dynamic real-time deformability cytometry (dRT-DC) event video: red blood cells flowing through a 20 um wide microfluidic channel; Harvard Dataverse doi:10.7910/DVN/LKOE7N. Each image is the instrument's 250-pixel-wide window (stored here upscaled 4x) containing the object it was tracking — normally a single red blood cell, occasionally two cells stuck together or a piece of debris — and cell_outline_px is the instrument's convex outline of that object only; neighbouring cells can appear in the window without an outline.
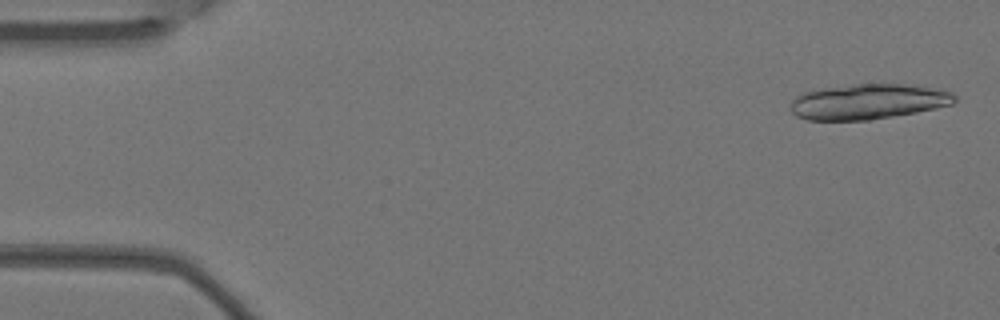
{"species": "Egyptian fruit bat (a non-hibernating species)", "species_latin": "Rousettus aegyptiacus", "temperature_condition": "warm", "stored_images_in_passage": 8, "camera_frame_rate_fps": 3000, "um_per_image_px": 0.085, "animal": {"sex": "female"}, "frame": {"image": 1, "passage_image": 1, "time_ms": 0.0, "image_size_px": [1000, 320], "cell_outline_px": [[956, 100], [952, 104], [936, 108], [916, 112], [872, 120], [808, 120], [796, 116], [792, 112], [792, 100], [796, 96], [804, 92], [824, 88], [852, 84], [904, 84], [932, 88], [952, 92], [956, 96]], "centroid_in_image_um": [73.79, 8.64], "position_along_channel_um": 11.2, "area_um2": 33.64}}
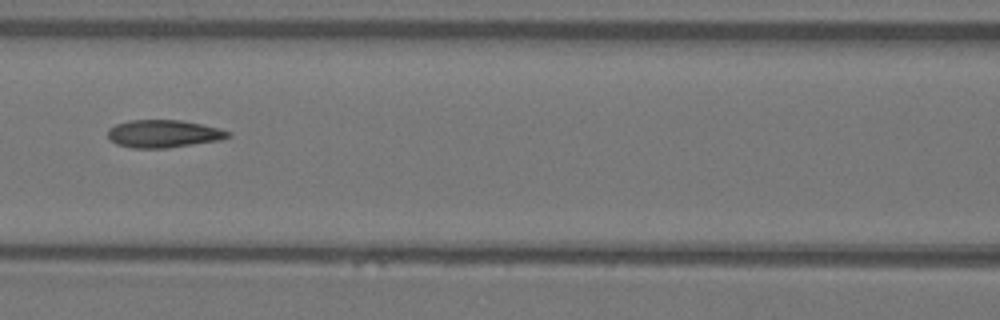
{"frame": {"image": 2, "passage_image": 7, "time_ms": 2.0, "image_size_px": [1000, 320], "cell_outline_px": [[232, 136], [220, 140], [168, 148], [132, 148], [116, 144], [108, 136], [108, 128], [116, 124], [128, 120], [180, 120], [220, 128], [232, 132]], "centroid_in_image_um": [13.92, 11.37], "position_along_channel_um": 152.7, "area_um2": 19.48}}
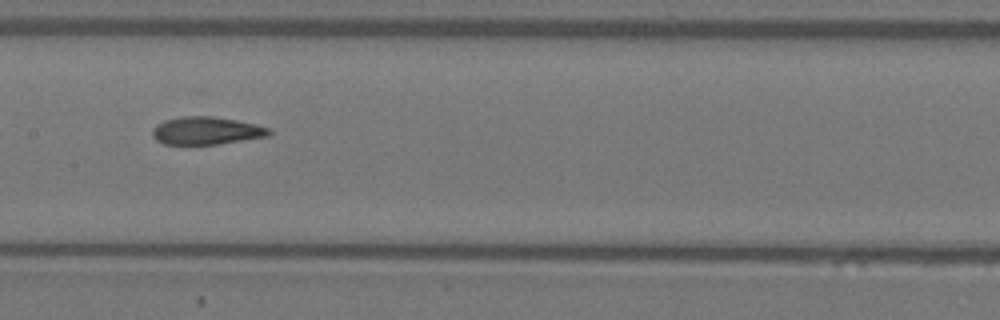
{"frame": {"image": 3, "passage_image": 8, "time_ms": 2.333, "image_size_px": [1000, 320], "cell_outline_px": [[272, 132], [268, 136], [216, 144], [164, 144], [156, 140], [152, 136], [152, 128], [156, 124], [164, 120], [180, 116], [212, 116], [236, 120], [268, 128]], "centroid_in_image_um": [17.47, 11.1], "position_along_channel_um": 189.9, "area_um2": 18.73}}